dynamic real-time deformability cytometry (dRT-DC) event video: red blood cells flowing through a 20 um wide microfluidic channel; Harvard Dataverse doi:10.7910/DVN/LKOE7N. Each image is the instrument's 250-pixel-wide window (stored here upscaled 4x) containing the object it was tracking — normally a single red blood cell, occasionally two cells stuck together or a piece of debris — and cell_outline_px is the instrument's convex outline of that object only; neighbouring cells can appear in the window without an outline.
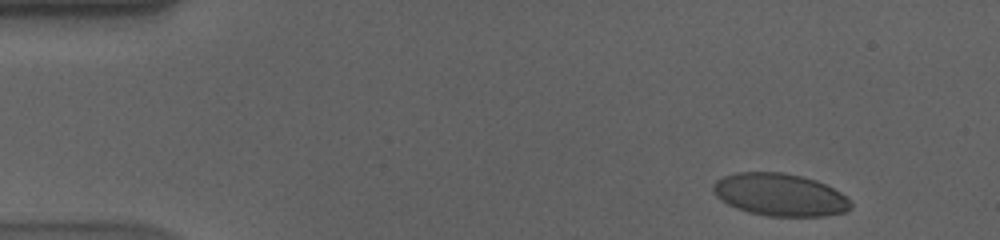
{"species": "human", "species_latin": "Homo sapiens", "temperature_condition": "cold", "stored_images_in_passage": 52, "camera_frame_rate_fps": 3000, "um_per_image_px": 0.085, "donor": {"sex": "male"}, "frame": {"image": 1, "passage_image": 1, "time_ms": 0.0, "image_size_px": [1000, 240], "cell_outline_px": [[852, 208], [844, 212], [824, 216], [768, 216], [748, 212], [736, 208], [720, 200], [712, 192], [712, 184], [716, 180], [724, 176], [736, 172], [784, 172], [816, 180], [840, 192], [852, 204]], "centroid_in_image_um": [66.25, 16.55], "position_along_channel_um": 18.8, "area_um2": 34.1}}
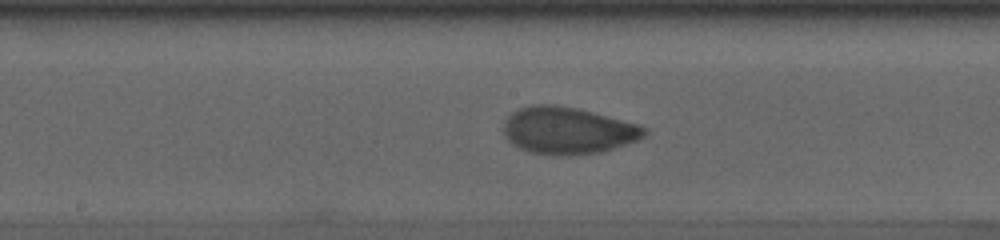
{"frame": {"image": 2, "passage_image": 25, "time_ms": 8.0, "image_size_px": [1000, 240], "cell_outline_px": [[648, 132], [644, 136], [636, 140], [600, 152], [572, 156], [552, 156], [532, 152], [520, 148], [512, 144], [504, 136], [504, 120], [512, 112], [528, 104], [556, 104], [576, 108], [640, 124], [648, 128]], "centroid_in_image_um": [48.24, 11.09], "position_along_channel_um": 200.0, "area_um2": 38.84}}
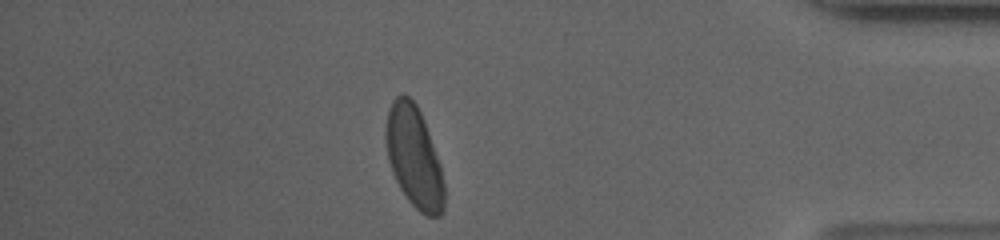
{"frame": {"image": 3, "passage_image": 45, "time_ms": 14.667, "image_size_px": [1000, 240], "cell_outline_px": [[444, 208], [440, 216], [428, 216], [420, 212], [408, 200], [400, 188], [392, 172], [388, 160], [384, 136], [384, 128], [388, 108], [392, 100], [400, 92], [404, 92], [416, 104], [424, 120], [440, 164], [444, 184]], "centroid_in_image_um": [35.16, 13.3], "position_along_channel_um": 400.0, "area_um2": 34.74}, "authors_computed_cell_mechanics": {"area_um2": 36.0672, "velocity_mm_per_s": 3.5459, "shape_relaxation_time_tau1_ms": 4.7629, "shape_relaxation_time_tau2_ms": null, "deformation_change_tau1": 0.1504, "deformation_change_tau2": null}}